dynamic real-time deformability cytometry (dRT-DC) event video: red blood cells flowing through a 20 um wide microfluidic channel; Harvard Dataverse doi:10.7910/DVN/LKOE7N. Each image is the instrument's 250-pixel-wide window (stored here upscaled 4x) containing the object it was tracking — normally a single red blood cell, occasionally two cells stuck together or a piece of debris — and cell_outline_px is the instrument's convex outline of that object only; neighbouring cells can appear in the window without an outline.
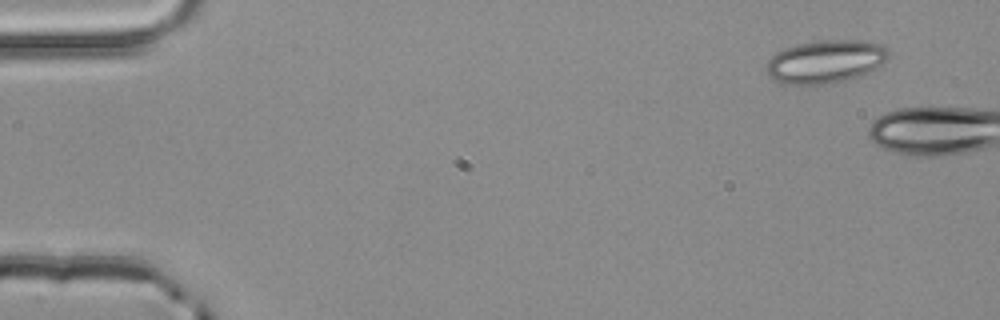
{"species": "common noctule bat (a hibernating species)", "species_latin": "Nyctalus noctula", "temperature_condition": "room temperature", "stored_images_in_passage": 5, "camera_frame_rate_fps": 3000, "um_per_image_px": 0.085, "animal": {"sex": "male", "body_mass_g": 20.4}, "frame": {"image": 1, "passage_image": 2, "time_ms": 0.333, "image_size_px": [1000, 320], "cell_outline_px": [[888, 56], [876, 68], [852, 80], [832, 84], [784, 84], [776, 80], [768, 72], [768, 60], [776, 52], [784, 48], [800, 44], [820, 40], [860, 40], [880, 44], [888, 48]], "centroid_in_image_um": [70.2, 5.24], "position_along_channel_um": 14.8, "area_um2": 30.52}}